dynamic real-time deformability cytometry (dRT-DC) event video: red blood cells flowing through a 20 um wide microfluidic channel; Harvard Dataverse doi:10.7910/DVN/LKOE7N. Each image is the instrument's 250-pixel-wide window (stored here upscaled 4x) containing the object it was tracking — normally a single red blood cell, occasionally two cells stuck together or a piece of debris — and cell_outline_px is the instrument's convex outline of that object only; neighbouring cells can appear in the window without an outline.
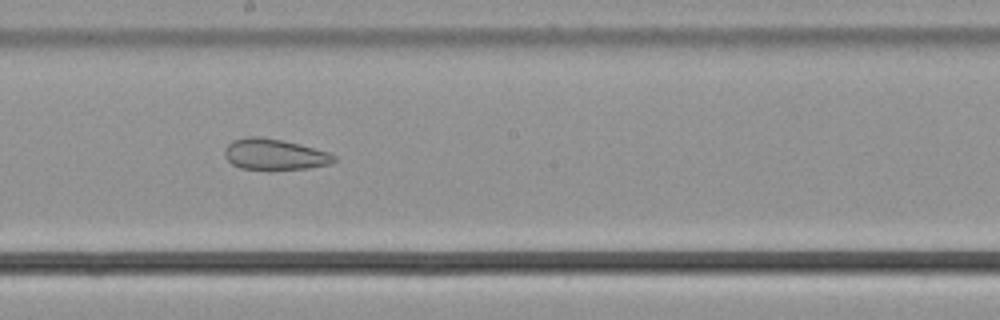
{"species": "common noctule bat (a hibernating species)", "species_latin": "Nyctalus noctula", "temperature_condition": "cold", "stored_images_in_passage": 30, "camera_frame_rate_fps": 3000, "um_per_image_px": 0.085, "animal": {"sex": "male", "body_mass_g": 21.5, "forearm_length_mm": 52.0}, "frame": {"image": 1, "passage_image": 21, "time_ms": 6.667, "image_size_px": [1000, 320], "cell_outline_px": [[336, 160], [328, 164], [308, 168], [268, 172], [240, 168], [232, 164], [224, 156], [224, 148], [232, 140], [244, 136], [260, 136], [284, 140], [300, 144], [328, 152], [336, 156]], "centroid_in_image_um": [23.28, 13.14], "position_along_channel_um": 224.9, "area_um2": 20.52}}
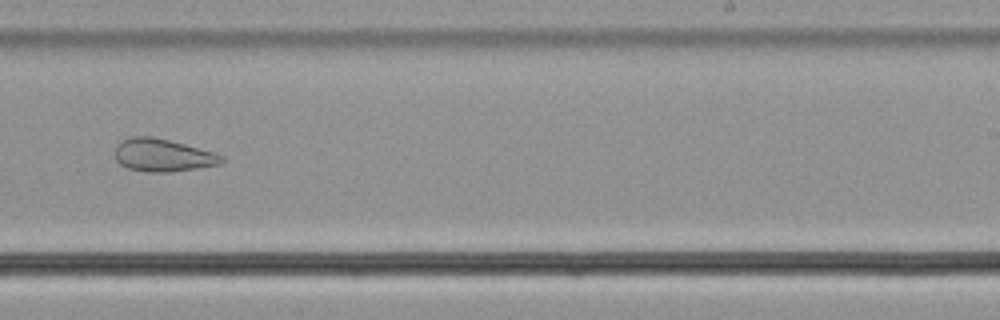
{"frame": {"image": 2, "passage_image": 25, "time_ms": 8.0, "image_size_px": [1000, 320], "cell_outline_px": [[224, 160], [220, 164], [200, 168], [168, 172], [148, 172], [128, 168], [120, 164], [116, 160], [116, 144], [120, 140], [132, 136], [152, 136], [184, 144], [212, 152], [224, 156]], "centroid_in_image_um": [13.82, 13.19], "position_along_channel_um": 275.2, "area_um2": 20.29}}